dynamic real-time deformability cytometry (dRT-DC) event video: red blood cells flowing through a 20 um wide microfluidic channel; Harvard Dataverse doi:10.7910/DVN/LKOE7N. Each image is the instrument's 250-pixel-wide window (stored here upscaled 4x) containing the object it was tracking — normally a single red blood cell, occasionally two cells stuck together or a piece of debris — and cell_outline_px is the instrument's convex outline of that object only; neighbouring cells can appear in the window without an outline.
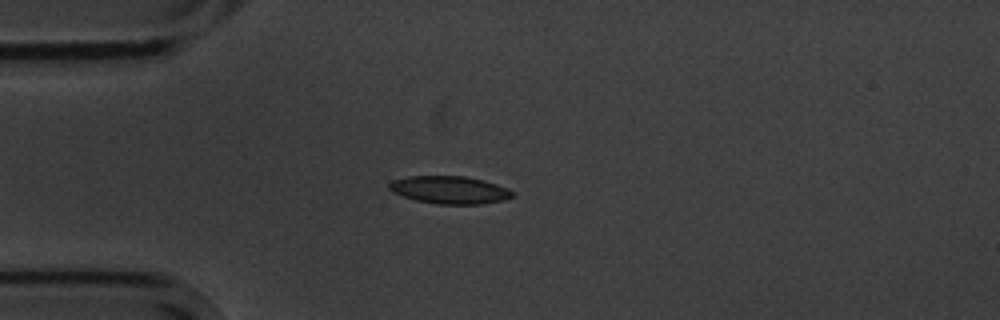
{"species": "common noctule bat (a hibernating species)", "species_latin": "Nyctalus noctula", "temperature_condition": "cold", "stored_images_in_passage": 6, "camera_frame_rate_fps": 3000, "um_per_image_px": 0.085, "animal": {"sex": "male", "body_mass_g": 20.1, "forearm_length_mm": 53.5}, "frame": {"image": 1, "passage_image": 4, "time_ms": 3.667, "image_size_px": [1000, 320], "cell_outline_px": [[516, 196], [504, 200], [480, 204], [436, 204], [416, 200], [392, 192], [388, 188], [388, 184], [392, 180], [408, 176], [464, 176], [484, 180], [496, 184], [516, 192]], "centroid_in_image_um": [38.24, 16.14], "position_along_channel_um": 46.8, "area_um2": 20.0}}
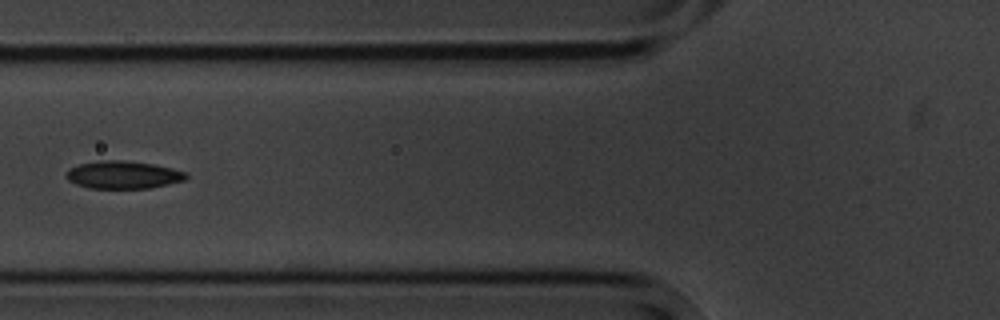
{"frame": {"image": 2, "passage_image": 6, "time_ms": 6.0, "image_size_px": [1000, 320], "cell_outline_px": [[188, 176], [184, 180], [168, 184], [148, 188], [88, 188], [76, 184], [68, 180], [64, 176], [64, 172], [68, 168], [80, 164], [100, 160], [124, 160], [152, 164], [172, 168], [188, 172]], "centroid_in_image_um": [10.43, 14.85], "position_along_channel_um": 115.4, "area_um2": 19.48}}